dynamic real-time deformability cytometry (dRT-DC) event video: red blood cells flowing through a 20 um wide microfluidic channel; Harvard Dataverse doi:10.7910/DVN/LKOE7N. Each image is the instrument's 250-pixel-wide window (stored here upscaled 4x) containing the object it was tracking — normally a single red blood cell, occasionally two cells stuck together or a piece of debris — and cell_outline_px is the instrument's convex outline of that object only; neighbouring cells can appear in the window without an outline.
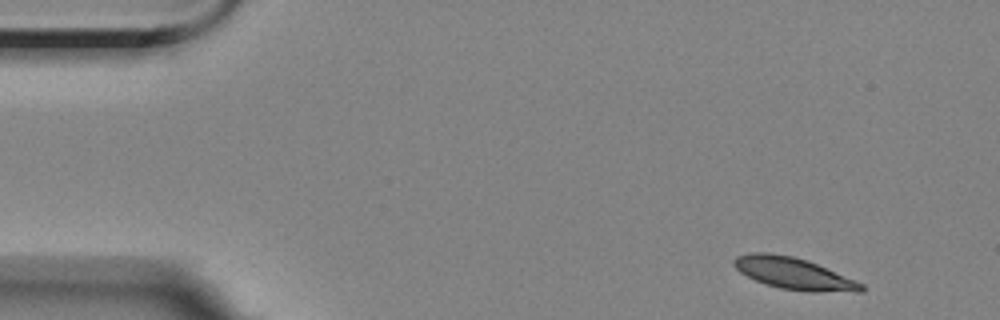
{"species": "Egyptian fruit bat (a non-hibernating species)", "species_latin": "Rousettus aegyptiacus", "temperature_condition": "room temperature", "stored_images_in_passage": 3, "camera_frame_rate_fps": 3000, "um_per_image_px": 0.085, "animal": {"sex": "female"}, "frame": {"image": 1, "passage_image": 1, "time_ms": 0.0, "image_size_px": [1000, 320], "cell_outline_px": [[864, 292], [808, 292], [780, 288], [764, 284], [740, 272], [732, 264], [732, 260], [736, 256], [752, 252], [768, 252], [792, 256], [808, 260], [856, 280], [864, 284]], "centroid_in_image_um": [67.49, 23.25], "position_along_channel_um": 17.5, "area_um2": 23.81}}